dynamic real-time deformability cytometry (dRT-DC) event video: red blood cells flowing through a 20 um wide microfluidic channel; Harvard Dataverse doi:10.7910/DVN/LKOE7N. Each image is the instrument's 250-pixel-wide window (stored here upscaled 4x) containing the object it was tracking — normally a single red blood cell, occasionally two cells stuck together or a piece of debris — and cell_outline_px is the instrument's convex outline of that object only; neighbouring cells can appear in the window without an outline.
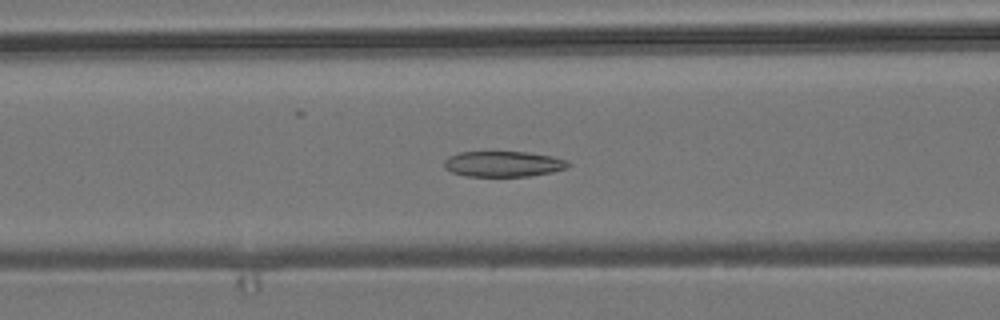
{"species": "common noctule bat (a hibernating species)", "species_latin": "Nyctalus noctula", "temperature_condition": "room temperature", "stored_images_in_passage": 43, "camera_frame_rate_fps": 3000, "um_per_image_px": 0.085, "animal": {"sex": "male", "body_mass_g": 19.2, "forearm_length_mm": 51.8}, "frame": {"image": 1, "passage_image": 18, "time_ms": 5.667, "image_size_px": [1000, 320], "cell_outline_px": [[572, 164], [564, 168], [552, 172], [528, 176], [464, 176], [452, 172], [444, 168], [444, 160], [448, 156], [460, 152], [524, 152], [552, 156], [568, 160]], "centroid_in_image_um": [42.76, 13.93], "position_along_channel_um": 123.8, "area_um2": 18.5}}
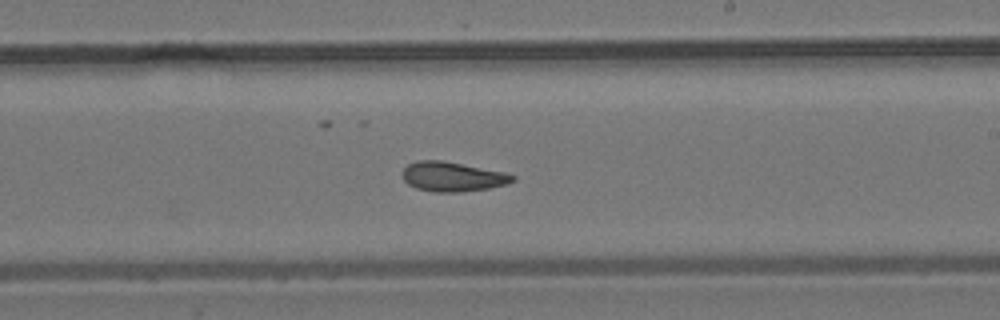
{"frame": {"image": 2, "passage_image": 28, "time_ms": 9.0, "image_size_px": [1000, 320], "cell_outline_px": [[516, 180], [508, 184], [488, 188], [460, 192], [432, 192], [416, 188], [408, 184], [400, 176], [400, 172], [408, 164], [416, 160], [444, 160], [504, 172], [516, 176]], "centroid_in_image_um": [38.43, 15.01], "position_along_channel_um": 250.6, "area_um2": 19.31}}
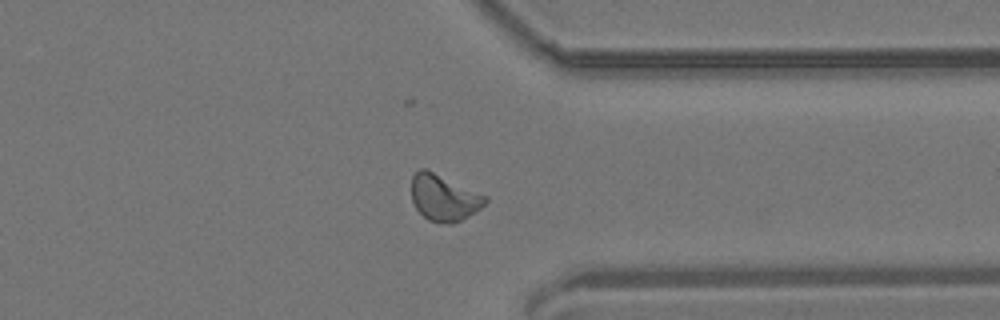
{"frame": {"image": 3, "passage_image": 38, "time_ms": 12.333, "image_size_px": [1000, 320], "cell_outline_px": [[488, 200], [480, 208], [468, 216], [452, 224], [440, 224], [428, 220], [416, 208], [412, 200], [412, 176], [420, 168], [424, 168], [488, 196]], "centroid_in_image_um": [37.73, 16.82], "position_along_channel_um": 373.7, "area_um2": 19.77}}